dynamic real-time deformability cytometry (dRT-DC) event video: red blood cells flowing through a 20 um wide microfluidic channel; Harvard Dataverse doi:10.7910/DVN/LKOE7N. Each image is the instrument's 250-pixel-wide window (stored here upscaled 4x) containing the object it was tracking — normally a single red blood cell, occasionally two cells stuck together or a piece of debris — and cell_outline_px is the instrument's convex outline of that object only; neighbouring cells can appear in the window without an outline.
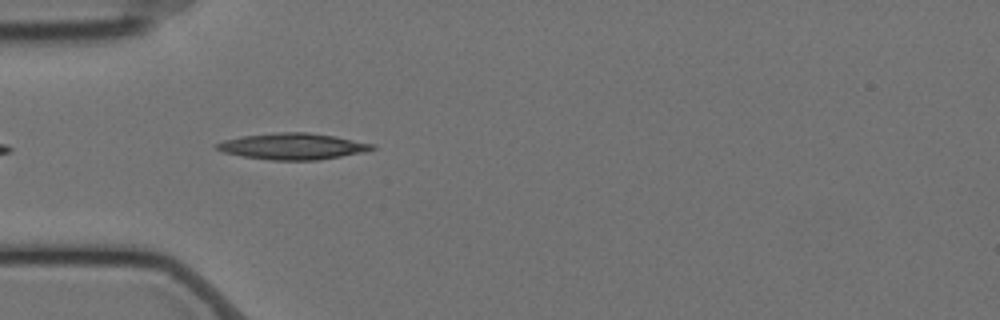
{"species": "Egyptian fruit bat (a non-hibernating species)", "species_latin": "Rousettus aegyptiacus", "temperature_condition": "cold", "stored_images_in_passage": 13, "camera_frame_rate_fps": 3000, "um_per_image_px": 0.085, "animal": {"sex": "female"}, "frame": {"image": 1, "passage_image": 3, "time_ms": 0.667, "image_size_px": [1000, 320], "cell_outline_px": [[376, 148], [364, 152], [316, 160], [272, 160], [244, 156], [224, 152], [216, 148], [212, 144], [224, 140], [240, 136], [276, 132], [308, 132], [336, 136], [376, 144]], "centroid_in_image_um": [24.89, 12.42], "position_along_channel_um": 60.1, "area_um2": 23.87}}
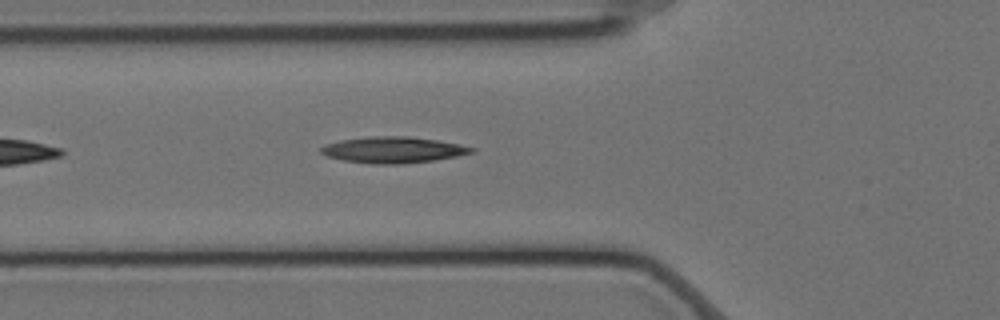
{"frame": {"image": 2, "passage_image": 6, "time_ms": 1.667, "image_size_px": [1000, 320], "cell_outline_px": [[476, 152], [436, 160], [400, 164], [372, 164], [344, 160], [328, 156], [320, 152], [320, 148], [324, 144], [340, 140], [372, 136], [408, 136], [436, 140], [476, 148]], "centroid_in_image_um": [33.41, 12.74], "position_along_channel_um": 92.4, "area_um2": 22.89}}
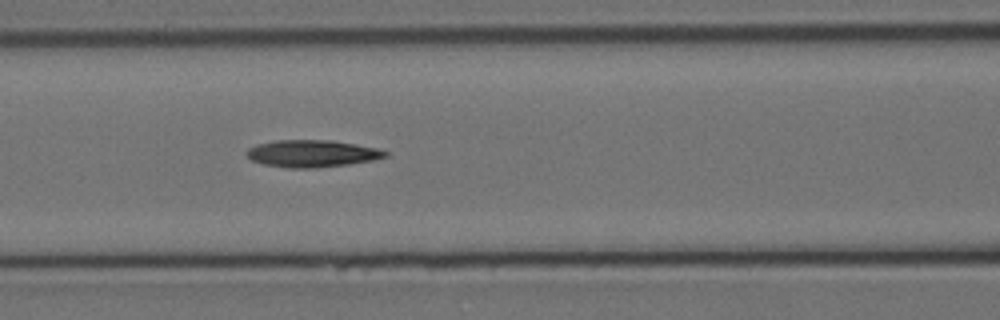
{"frame": {"image": 3, "passage_image": 10, "time_ms": 3.0, "image_size_px": [1000, 320], "cell_outline_px": [[388, 156], [372, 160], [348, 164], [316, 168], [288, 168], [264, 164], [252, 160], [244, 152], [248, 148], [256, 144], [276, 140], [332, 140], [356, 144], [376, 148], [388, 152]], "centroid_in_image_um": [26.5, 13.05], "position_along_channel_um": 140.1, "area_um2": 21.91}}